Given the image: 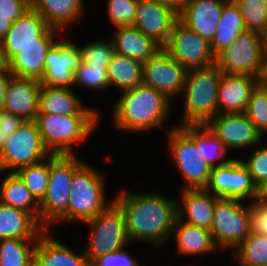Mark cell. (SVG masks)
I'll return each mask as SVG.
<instances>
[{"label":"cell","instance_id":"35","mask_svg":"<svg viewBox=\"0 0 267 266\" xmlns=\"http://www.w3.org/2000/svg\"><path fill=\"white\" fill-rule=\"evenodd\" d=\"M40 203L44 198L49 184L50 156L41 162L22 167L15 172Z\"/></svg>","mask_w":267,"mask_h":266},{"label":"cell","instance_id":"46","mask_svg":"<svg viewBox=\"0 0 267 266\" xmlns=\"http://www.w3.org/2000/svg\"><path fill=\"white\" fill-rule=\"evenodd\" d=\"M25 120L13 113L6 111H0V127L1 137L5 141L10 135H12Z\"/></svg>","mask_w":267,"mask_h":266},{"label":"cell","instance_id":"9","mask_svg":"<svg viewBox=\"0 0 267 266\" xmlns=\"http://www.w3.org/2000/svg\"><path fill=\"white\" fill-rule=\"evenodd\" d=\"M84 224L91 230L84 251L90 264L104 254L124 249L128 243L131 245L124 214L115 202Z\"/></svg>","mask_w":267,"mask_h":266},{"label":"cell","instance_id":"21","mask_svg":"<svg viewBox=\"0 0 267 266\" xmlns=\"http://www.w3.org/2000/svg\"><path fill=\"white\" fill-rule=\"evenodd\" d=\"M228 0H191L178 14V19L202 38L212 41Z\"/></svg>","mask_w":267,"mask_h":266},{"label":"cell","instance_id":"36","mask_svg":"<svg viewBox=\"0 0 267 266\" xmlns=\"http://www.w3.org/2000/svg\"><path fill=\"white\" fill-rule=\"evenodd\" d=\"M234 253L243 266L267 265V236L251 231Z\"/></svg>","mask_w":267,"mask_h":266},{"label":"cell","instance_id":"48","mask_svg":"<svg viewBox=\"0 0 267 266\" xmlns=\"http://www.w3.org/2000/svg\"><path fill=\"white\" fill-rule=\"evenodd\" d=\"M11 76L10 73H0V111H3L4 108L6 88Z\"/></svg>","mask_w":267,"mask_h":266},{"label":"cell","instance_id":"18","mask_svg":"<svg viewBox=\"0 0 267 266\" xmlns=\"http://www.w3.org/2000/svg\"><path fill=\"white\" fill-rule=\"evenodd\" d=\"M177 20L178 14L157 0H138L132 26L152 37L163 47Z\"/></svg>","mask_w":267,"mask_h":266},{"label":"cell","instance_id":"16","mask_svg":"<svg viewBox=\"0 0 267 266\" xmlns=\"http://www.w3.org/2000/svg\"><path fill=\"white\" fill-rule=\"evenodd\" d=\"M207 191L219 198H234L255 201L256 186L253 184L248 169L240 159L233 158L229 163L213 167Z\"/></svg>","mask_w":267,"mask_h":266},{"label":"cell","instance_id":"7","mask_svg":"<svg viewBox=\"0 0 267 266\" xmlns=\"http://www.w3.org/2000/svg\"><path fill=\"white\" fill-rule=\"evenodd\" d=\"M218 198L210 232L218 249H236L252 231V201Z\"/></svg>","mask_w":267,"mask_h":266},{"label":"cell","instance_id":"41","mask_svg":"<svg viewBox=\"0 0 267 266\" xmlns=\"http://www.w3.org/2000/svg\"><path fill=\"white\" fill-rule=\"evenodd\" d=\"M138 0H108L107 14L117 27L132 26L136 16Z\"/></svg>","mask_w":267,"mask_h":266},{"label":"cell","instance_id":"22","mask_svg":"<svg viewBox=\"0 0 267 266\" xmlns=\"http://www.w3.org/2000/svg\"><path fill=\"white\" fill-rule=\"evenodd\" d=\"M83 103L73 88L41 85L38 114L99 115L98 110L87 108Z\"/></svg>","mask_w":267,"mask_h":266},{"label":"cell","instance_id":"30","mask_svg":"<svg viewBox=\"0 0 267 266\" xmlns=\"http://www.w3.org/2000/svg\"><path fill=\"white\" fill-rule=\"evenodd\" d=\"M217 25V31L210 42L215 56L232 45L239 35L246 30L239 7L234 0H228L224 4L221 19Z\"/></svg>","mask_w":267,"mask_h":266},{"label":"cell","instance_id":"34","mask_svg":"<svg viewBox=\"0 0 267 266\" xmlns=\"http://www.w3.org/2000/svg\"><path fill=\"white\" fill-rule=\"evenodd\" d=\"M37 240H0V266H34Z\"/></svg>","mask_w":267,"mask_h":266},{"label":"cell","instance_id":"5","mask_svg":"<svg viewBox=\"0 0 267 266\" xmlns=\"http://www.w3.org/2000/svg\"><path fill=\"white\" fill-rule=\"evenodd\" d=\"M99 116L37 114L35 122L51 154L73 155V145L88 140L98 125Z\"/></svg>","mask_w":267,"mask_h":266},{"label":"cell","instance_id":"1","mask_svg":"<svg viewBox=\"0 0 267 266\" xmlns=\"http://www.w3.org/2000/svg\"><path fill=\"white\" fill-rule=\"evenodd\" d=\"M114 202L124 214L128 238L132 244L145 242L161 247L172 238L178 218V201L172 197L158 192L131 193L122 189L115 194Z\"/></svg>","mask_w":267,"mask_h":266},{"label":"cell","instance_id":"50","mask_svg":"<svg viewBox=\"0 0 267 266\" xmlns=\"http://www.w3.org/2000/svg\"><path fill=\"white\" fill-rule=\"evenodd\" d=\"M256 202L267 203V179L256 187Z\"/></svg>","mask_w":267,"mask_h":266},{"label":"cell","instance_id":"29","mask_svg":"<svg viewBox=\"0 0 267 266\" xmlns=\"http://www.w3.org/2000/svg\"><path fill=\"white\" fill-rule=\"evenodd\" d=\"M54 43H31L9 60L10 74L40 80L45 72L47 53Z\"/></svg>","mask_w":267,"mask_h":266},{"label":"cell","instance_id":"39","mask_svg":"<svg viewBox=\"0 0 267 266\" xmlns=\"http://www.w3.org/2000/svg\"><path fill=\"white\" fill-rule=\"evenodd\" d=\"M74 84L92 91L110 88L107 66L87 65L82 61L80 67L74 73Z\"/></svg>","mask_w":267,"mask_h":266},{"label":"cell","instance_id":"13","mask_svg":"<svg viewBox=\"0 0 267 266\" xmlns=\"http://www.w3.org/2000/svg\"><path fill=\"white\" fill-rule=\"evenodd\" d=\"M63 31L50 26L35 10L29 8L1 40L8 60L31 43H55Z\"/></svg>","mask_w":267,"mask_h":266},{"label":"cell","instance_id":"17","mask_svg":"<svg viewBox=\"0 0 267 266\" xmlns=\"http://www.w3.org/2000/svg\"><path fill=\"white\" fill-rule=\"evenodd\" d=\"M206 126L227 149L253 148L264 139L244 112L217 114Z\"/></svg>","mask_w":267,"mask_h":266},{"label":"cell","instance_id":"44","mask_svg":"<svg viewBox=\"0 0 267 266\" xmlns=\"http://www.w3.org/2000/svg\"><path fill=\"white\" fill-rule=\"evenodd\" d=\"M30 8V0H0V12L17 21Z\"/></svg>","mask_w":267,"mask_h":266},{"label":"cell","instance_id":"19","mask_svg":"<svg viewBox=\"0 0 267 266\" xmlns=\"http://www.w3.org/2000/svg\"><path fill=\"white\" fill-rule=\"evenodd\" d=\"M40 80L11 76L6 88L3 111L24 120H35L38 114Z\"/></svg>","mask_w":267,"mask_h":266},{"label":"cell","instance_id":"45","mask_svg":"<svg viewBox=\"0 0 267 266\" xmlns=\"http://www.w3.org/2000/svg\"><path fill=\"white\" fill-rule=\"evenodd\" d=\"M252 232L267 236V203L252 202Z\"/></svg>","mask_w":267,"mask_h":266},{"label":"cell","instance_id":"14","mask_svg":"<svg viewBox=\"0 0 267 266\" xmlns=\"http://www.w3.org/2000/svg\"><path fill=\"white\" fill-rule=\"evenodd\" d=\"M187 69L164 49L143 62V84L162 93L168 100L181 95Z\"/></svg>","mask_w":267,"mask_h":266},{"label":"cell","instance_id":"4","mask_svg":"<svg viewBox=\"0 0 267 266\" xmlns=\"http://www.w3.org/2000/svg\"><path fill=\"white\" fill-rule=\"evenodd\" d=\"M105 177L92 165L85 163L74 173L67 212L56 222L86 223L106 210L112 203L105 194Z\"/></svg>","mask_w":267,"mask_h":266},{"label":"cell","instance_id":"12","mask_svg":"<svg viewBox=\"0 0 267 266\" xmlns=\"http://www.w3.org/2000/svg\"><path fill=\"white\" fill-rule=\"evenodd\" d=\"M163 49L187 70L216 63V56L212 52L210 42L179 19L175 22Z\"/></svg>","mask_w":267,"mask_h":266},{"label":"cell","instance_id":"24","mask_svg":"<svg viewBox=\"0 0 267 266\" xmlns=\"http://www.w3.org/2000/svg\"><path fill=\"white\" fill-rule=\"evenodd\" d=\"M48 231L45 229L38 237L34 266H90L84 251L82 254L75 253L72 248L49 235Z\"/></svg>","mask_w":267,"mask_h":266},{"label":"cell","instance_id":"51","mask_svg":"<svg viewBox=\"0 0 267 266\" xmlns=\"http://www.w3.org/2000/svg\"><path fill=\"white\" fill-rule=\"evenodd\" d=\"M0 73H10L9 60L0 41Z\"/></svg>","mask_w":267,"mask_h":266},{"label":"cell","instance_id":"23","mask_svg":"<svg viewBox=\"0 0 267 266\" xmlns=\"http://www.w3.org/2000/svg\"><path fill=\"white\" fill-rule=\"evenodd\" d=\"M178 202V218L183 222L210 230L217 199L206 189H183Z\"/></svg>","mask_w":267,"mask_h":266},{"label":"cell","instance_id":"47","mask_svg":"<svg viewBox=\"0 0 267 266\" xmlns=\"http://www.w3.org/2000/svg\"><path fill=\"white\" fill-rule=\"evenodd\" d=\"M179 14L191 0H157Z\"/></svg>","mask_w":267,"mask_h":266},{"label":"cell","instance_id":"11","mask_svg":"<svg viewBox=\"0 0 267 266\" xmlns=\"http://www.w3.org/2000/svg\"><path fill=\"white\" fill-rule=\"evenodd\" d=\"M264 64L260 34L247 29L216 56V65L224 74L250 75L261 79Z\"/></svg>","mask_w":267,"mask_h":266},{"label":"cell","instance_id":"31","mask_svg":"<svg viewBox=\"0 0 267 266\" xmlns=\"http://www.w3.org/2000/svg\"><path fill=\"white\" fill-rule=\"evenodd\" d=\"M110 87L127 91L143 84V62L115 54L107 65Z\"/></svg>","mask_w":267,"mask_h":266},{"label":"cell","instance_id":"32","mask_svg":"<svg viewBox=\"0 0 267 266\" xmlns=\"http://www.w3.org/2000/svg\"><path fill=\"white\" fill-rule=\"evenodd\" d=\"M0 202L29 212L39 222V203L15 172H8L2 180Z\"/></svg>","mask_w":267,"mask_h":266},{"label":"cell","instance_id":"25","mask_svg":"<svg viewBox=\"0 0 267 266\" xmlns=\"http://www.w3.org/2000/svg\"><path fill=\"white\" fill-rule=\"evenodd\" d=\"M113 33L115 52L121 56L144 62L163 49L152 37L133 26L117 27Z\"/></svg>","mask_w":267,"mask_h":266},{"label":"cell","instance_id":"38","mask_svg":"<svg viewBox=\"0 0 267 266\" xmlns=\"http://www.w3.org/2000/svg\"><path fill=\"white\" fill-rule=\"evenodd\" d=\"M244 113L265 138L267 132V87L261 82L253 90Z\"/></svg>","mask_w":267,"mask_h":266},{"label":"cell","instance_id":"6","mask_svg":"<svg viewBox=\"0 0 267 266\" xmlns=\"http://www.w3.org/2000/svg\"><path fill=\"white\" fill-rule=\"evenodd\" d=\"M84 163L77 154L50 156L49 184L39 203V224L44 229L49 230L48 225H54L67 212L74 173Z\"/></svg>","mask_w":267,"mask_h":266},{"label":"cell","instance_id":"27","mask_svg":"<svg viewBox=\"0 0 267 266\" xmlns=\"http://www.w3.org/2000/svg\"><path fill=\"white\" fill-rule=\"evenodd\" d=\"M84 6V0H30V8L37 11L50 26L63 32L82 18Z\"/></svg>","mask_w":267,"mask_h":266},{"label":"cell","instance_id":"40","mask_svg":"<svg viewBox=\"0 0 267 266\" xmlns=\"http://www.w3.org/2000/svg\"><path fill=\"white\" fill-rule=\"evenodd\" d=\"M80 48L82 59L87 65L107 66L116 54L112 38L110 41H91Z\"/></svg>","mask_w":267,"mask_h":266},{"label":"cell","instance_id":"28","mask_svg":"<svg viewBox=\"0 0 267 266\" xmlns=\"http://www.w3.org/2000/svg\"><path fill=\"white\" fill-rule=\"evenodd\" d=\"M171 237H175L176 250L181 255L200 256L218 249L210 230L187 224L179 218L175 221Z\"/></svg>","mask_w":267,"mask_h":266},{"label":"cell","instance_id":"53","mask_svg":"<svg viewBox=\"0 0 267 266\" xmlns=\"http://www.w3.org/2000/svg\"><path fill=\"white\" fill-rule=\"evenodd\" d=\"M260 82L267 87V60H265V64H264V71L262 74V77L260 79Z\"/></svg>","mask_w":267,"mask_h":266},{"label":"cell","instance_id":"49","mask_svg":"<svg viewBox=\"0 0 267 266\" xmlns=\"http://www.w3.org/2000/svg\"><path fill=\"white\" fill-rule=\"evenodd\" d=\"M12 24V16L0 12V41L5 37Z\"/></svg>","mask_w":267,"mask_h":266},{"label":"cell","instance_id":"10","mask_svg":"<svg viewBox=\"0 0 267 266\" xmlns=\"http://www.w3.org/2000/svg\"><path fill=\"white\" fill-rule=\"evenodd\" d=\"M52 154L45 147L35 120L23 124L4 142L0 153V173L43 161Z\"/></svg>","mask_w":267,"mask_h":266},{"label":"cell","instance_id":"43","mask_svg":"<svg viewBox=\"0 0 267 266\" xmlns=\"http://www.w3.org/2000/svg\"><path fill=\"white\" fill-rule=\"evenodd\" d=\"M124 249L96 258L90 266H140L138 261Z\"/></svg>","mask_w":267,"mask_h":266},{"label":"cell","instance_id":"26","mask_svg":"<svg viewBox=\"0 0 267 266\" xmlns=\"http://www.w3.org/2000/svg\"><path fill=\"white\" fill-rule=\"evenodd\" d=\"M44 230L29 212L0 202V240H38Z\"/></svg>","mask_w":267,"mask_h":266},{"label":"cell","instance_id":"2","mask_svg":"<svg viewBox=\"0 0 267 266\" xmlns=\"http://www.w3.org/2000/svg\"><path fill=\"white\" fill-rule=\"evenodd\" d=\"M112 110L115 128L125 132H144L162 127L173 105L156 89L144 84L123 91Z\"/></svg>","mask_w":267,"mask_h":266},{"label":"cell","instance_id":"42","mask_svg":"<svg viewBox=\"0 0 267 266\" xmlns=\"http://www.w3.org/2000/svg\"><path fill=\"white\" fill-rule=\"evenodd\" d=\"M247 161L241 162L248 169L253 184L257 187L267 179V145H256L251 149Z\"/></svg>","mask_w":267,"mask_h":266},{"label":"cell","instance_id":"15","mask_svg":"<svg viewBox=\"0 0 267 266\" xmlns=\"http://www.w3.org/2000/svg\"><path fill=\"white\" fill-rule=\"evenodd\" d=\"M57 40L49 49L45 60V72L40 79L43 86L71 88L74 73L83 59L81 48L69 40Z\"/></svg>","mask_w":267,"mask_h":266},{"label":"cell","instance_id":"3","mask_svg":"<svg viewBox=\"0 0 267 266\" xmlns=\"http://www.w3.org/2000/svg\"><path fill=\"white\" fill-rule=\"evenodd\" d=\"M222 72L212 64L187 70L181 95L184 111L176 126L206 125L218 114V87Z\"/></svg>","mask_w":267,"mask_h":266},{"label":"cell","instance_id":"8","mask_svg":"<svg viewBox=\"0 0 267 266\" xmlns=\"http://www.w3.org/2000/svg\"><path fill=\"white\" fill-rule=\"evenodd\" d=\"M167 134L169 153L184 181V189H205L212 168L203 158L201 147L181 126L171 127Z\"/></svg>","mask_w":267,"mask_h":266},{"label":"cell","instance_id":"33","mask_svg":"<svg viewBox=\"0 0 267 266\" xmlns=\"http://www.w3.org/2000/svg\"><path fill=\"white\" fill-rule=\"evenodd\" d=\"M181 127L201 147L202 156L211 168L226 165L233 159V158H230V159L222 160V158L225 157L227 148L208 129L206 125H185Z\"/></svg>","mask_w":267,"mask_h":266},{"label":"cell","instance_id":"37","mask_svg":"<svg viewBox=\"0 0 267 266\" xmlns=\"http://www.w3.org/2000/svg\"><path fill=\"white\" fill-rule=\"evenodd\" d=\"M247 30L260 34L267 25V0H234Z\"/></svg>","mask_w":267,"mask_h":266},{"label":"cell","instance_id":"54","mask_svg":"<svg viewBox=\"0 0 267 266\" xmlns=\"http://www.w3.org/2000/svg\"><path fill=\"white\" fill-rule=\"evenodd\" d=\"M3 140H2V137H1V127H0V153L2 151V147H3Z\"/></svg>","mask_w":267,"mask_h":266},{"label":"cell","instance_id":"20","mask_svg":"<svg viewBox=\"0 0 267 266\" xmlns=\"http://www.w3.org/2000/svg\"><path fill=\"white\" fill-rule=\"evenodd\" d=\"M260 79L222 73L218 87V114L243 113Z\"/></svg>","mask_w":267,"mask_h":266},{"label":"cell","instance_id":"52","mask_svg":"<svg viewBox=\"0 0 267 266\" xmlns=\"http://www.w3.org/2000/svg\"><path fill=\"white\" fill-rule=\"evenodd\" d=\"M260 42L264 59L267 60V25L260 33Z\"/></svg>","mask_w":267,"mask_h":266}]
</instances>
